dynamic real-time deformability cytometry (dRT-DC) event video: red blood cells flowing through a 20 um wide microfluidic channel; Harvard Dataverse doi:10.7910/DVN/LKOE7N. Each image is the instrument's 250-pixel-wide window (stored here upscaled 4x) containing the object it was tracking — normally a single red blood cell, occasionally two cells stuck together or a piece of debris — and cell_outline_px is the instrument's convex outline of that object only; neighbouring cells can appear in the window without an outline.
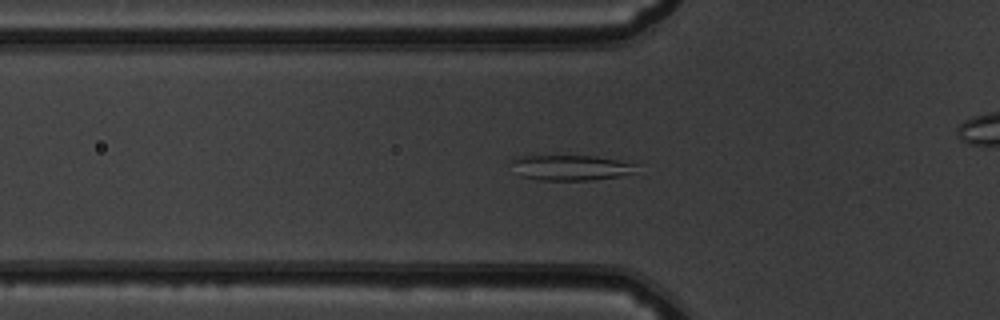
{"species": "common noctule bat (a hibernating species)", "species_latin": "Nyctalus noctula", "temperature_condition": "warm", "stored_images_in_passage": 53, "camera_frame_rate_fps": 3000, "um_per_image_px": 0.085, "animal": {"sex": "male", "body_mass_g": 19.5, "forearm_length_mm": 54.6}, "frame": {"image": 1, "passage_image": 17, "time_ms": 5.333, "image_size_px": [1000, 320], "cell_outline_px": [[636, 164], [632, 172], [620, 176], [588, 180], [536, 180], [520, 176], [512, 160], [520, 156], [596, 156]], "centroid_in_image_um": [48.5, 14.25], "position_along_channel_um": 77.3, "area_um2": 17.98}}
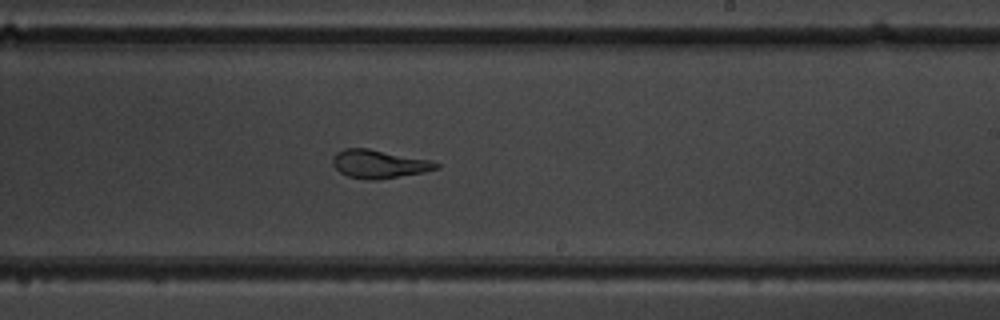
{"frame": {"image": 2, "passage_image": 31, "time_ms": 10.0, "image_size_px": [1000, 320], "cell_outline_px": [[440, 168], [424, 172], [380, 180], [368, 180], [348, 176], [340, 172], [332, 164], [332, 156], [336, 152], [344, 148], [368, 148], [432, 160], [440, 164]], "centroid_in_image_um": [32.23, 13.94], "position_along_channel_um": 256.8, "area_um2": 17.34}}
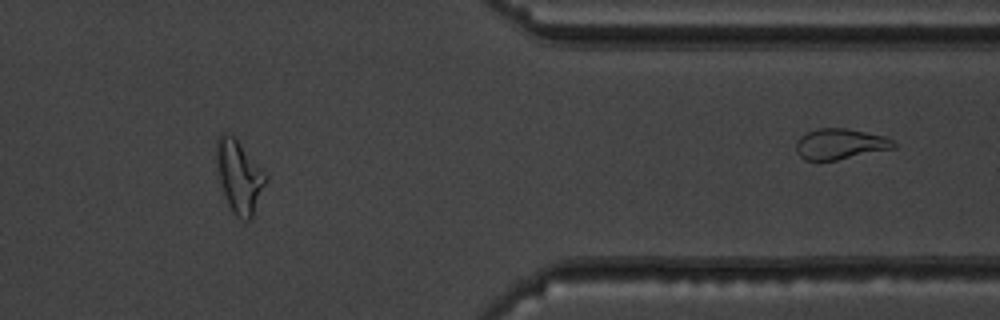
{"frame": {"image": 3, "passage_image": 43, "time_ms": 14.0, "image_size_px": [1000, 320], "cell_outline_px": [[268, 176], [252, 220], [240, 220], [232, 212], [228, 204], [220, 180], [216, 160], [216, 140], [220, 132], [224, 132], [232, 136], [240, 144]], "centroid_in_image_um": [20.33, 15.03], "position_along_channel_um": 391.1, "area_um2": 20.52}, "authors_computed_cell_mechanics": {"area_um2": 20.519, "velocity_mm_per_s": 3.8369, "shape_relaxation_time_tau1_ms": null, "shape_relaxation_time_tau2_ms": 1.5251, "deformation_change_tau1": null, "deformation_change_tau2": 0.0823}}